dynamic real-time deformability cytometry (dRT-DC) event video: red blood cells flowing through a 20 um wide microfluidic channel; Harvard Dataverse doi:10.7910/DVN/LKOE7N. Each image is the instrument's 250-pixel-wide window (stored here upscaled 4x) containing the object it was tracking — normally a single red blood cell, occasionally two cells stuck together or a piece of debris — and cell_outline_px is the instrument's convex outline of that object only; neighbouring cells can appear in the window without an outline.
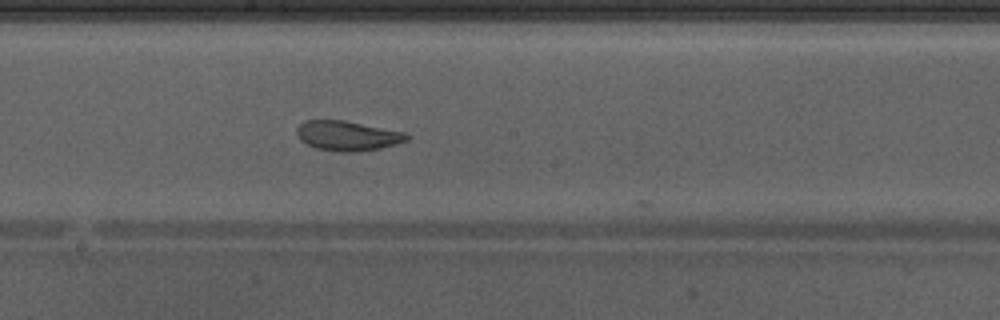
{"species": "Egyptian fruit bat (a non-hibernating species)", "species_latin": "Rousettus aegyptiacus", "temperature_condition": "warm", "stored_images_in_passage": 31, "camera_frame_rate_fps": 3000, "um_per_image_px": 0.085, "animal": {"sex": "male"}, "frame": {"image": 1, "passage_image": 14, "time_ms": 4.333, "image_size_px": [1000, 320], "cell_outline_px": [[412, 136], [408, 140], [396, 144], [380, 148], [352, 152], [340, 152], [316, 148], [300, 140], [296, 132], [296, 128], [304, 120], [344, 120], [404, 132]], "centroid_in_image_um": [29.54, 11.53], "position_along_channel_um": 218.7, "area_um2": 19.07}, "authors_computed_cell_mechanics": {"area_um2": 19.5364, "velocity_mm_per_s": 4.2318, "shape_relaxation_time_tau1_ms": 5.8472, "shape_relaxation_time_tau2_ms": 1.3281, "deformation_change_tau1": 0.1359, "deformation_change_tau2": 0.0785}}